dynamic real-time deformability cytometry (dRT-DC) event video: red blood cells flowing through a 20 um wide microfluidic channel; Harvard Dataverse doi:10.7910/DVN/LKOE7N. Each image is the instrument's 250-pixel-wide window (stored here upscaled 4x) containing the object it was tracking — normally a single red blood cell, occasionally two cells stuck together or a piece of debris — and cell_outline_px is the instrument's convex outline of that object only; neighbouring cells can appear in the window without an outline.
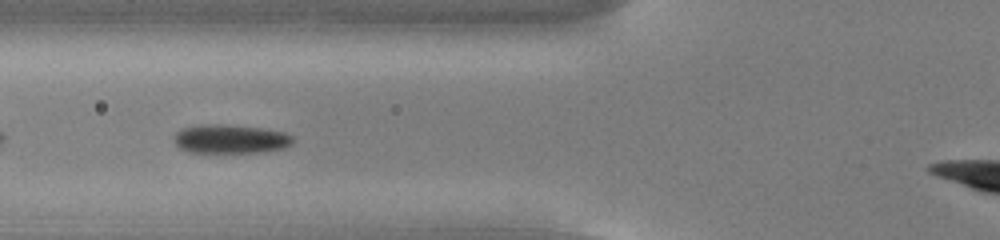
{"species": "common noctule bat (a hibernating species)", "species_latin": "Nyctalus noctula", "temperature_condition": "cold", "stored_images_in_passage": 34, "camera_frame_rate_fps": 3000, "um_per_image_px": 0.085, "animal": {"sex": "male", "body_mass_g": 13.0, "forearm_length_mm": 53.1}, "frame": {"image": 1, "passage_image": 5, "time_ms": 1.333, "image_size_px": [1000, 240], "cell_outline_px": [[292, 144], [284, 148], [260, 152], [188, 152], [180, 148], [172, 140], [176, 132], [180, 128], [200, 124], [228, 124], [264, 128], [284, 132], [292, 136]], "centroid_in_image_um": [19.55, 11.79], "position_along_channel_um": 106.3, "area_um2": 20.23}}
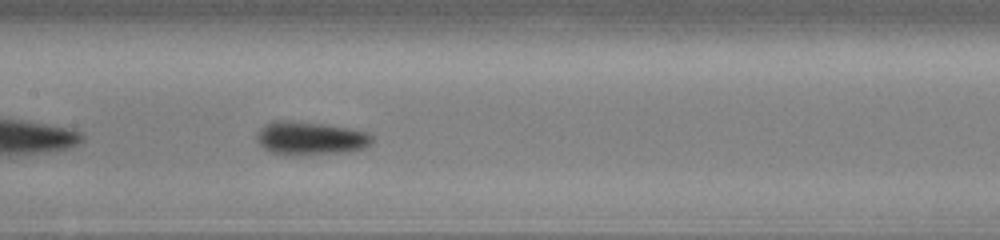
{"frame": {"image": 2, "passage_image": 11, "time_ms": 3.333, "image_size_px": [1000, 240], "cell_outline_px": [[372, 140], [364, 148], [348, 152], [292, 156], [288, 156], [272, 152], [264, 148], [256, 140], [256, 136], [260, 128], [272, 120], [288, 120], [324, 124], [348, 128], [364, 132], [372, 136]], "centroid_in_image_um": [26.32, 11.76], "position_along_channel_um": 181.1, "area_um2": 22.48}}
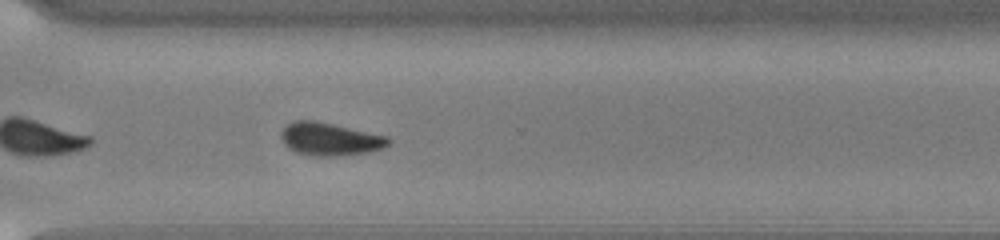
{"frame": {"image": 3, "passage_image": 24, "time_ms": 7.667, "image_size_px": [1000, 240], "cell_outline_px": [[392, 140], [384, 148], [368, 152], [340, 156], [312, 156], [296, 152], [288, 148], [284, 144], [280, 136], [280, 132], [292, 120], [312, 120], [332, 124], [388, 136]], "centroid_in_image_um": [28.03, 11.83], "position_along_channel_um": 342.6, "area_um2": 20.63}}